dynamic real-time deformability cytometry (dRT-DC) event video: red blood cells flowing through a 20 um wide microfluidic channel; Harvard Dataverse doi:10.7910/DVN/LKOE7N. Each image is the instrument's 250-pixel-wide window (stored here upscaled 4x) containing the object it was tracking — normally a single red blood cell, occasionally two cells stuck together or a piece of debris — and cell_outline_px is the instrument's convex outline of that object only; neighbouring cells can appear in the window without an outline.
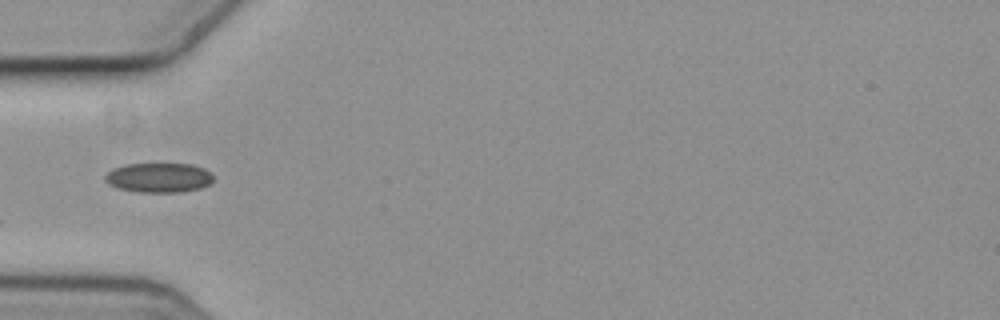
{"species": "common noctule bat (a hibernating species)", "species_latin": "Nyctalus noctula", "temperature_condition": "cold", "stored_images_in_passage": 7, "camera_frame_rate_fps": 3000, "um_per_image_px": 0.085, "animal": {"sex": "female", "body_mass_g": 19.3, "forearm_length_mm": 54.1}, "frame": {"image": 1, "passage_image": 5, "time_ms": 1.333, "image_size_px": [1000, 320], "cell_outline_px": [[212, 184], [200, 188], [180, 192], [140, 192], [120, 188], [104, 180], [104, 176], [112, 168], [128, 164], [192, 164], [204, 168], [212, 172]], "centroid_in_image_um": [13.55, 15.09], "position_along_channel_um": 71.5, "area_um2": 18.61}}
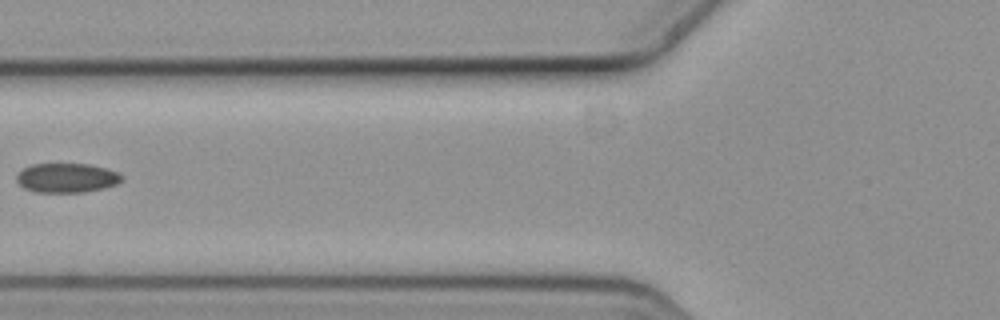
{"frame": {"image": 2, "passage_image": 6, "time_ms": 1.667, "image_size_px": [1000, 320], "cell_outline_px": [[124, 180], [116, 184], [104, 188], [84, 192], [36, 192], [24, 188], [16, 180], [16, 176], [24, 168], [32, 164], [92, 164], [116, 172], [124, 176]], "centroid_in_image_um": [5.69, 15.12], "position_along_channel_um": 120.1, "area_um2": 17.98}}